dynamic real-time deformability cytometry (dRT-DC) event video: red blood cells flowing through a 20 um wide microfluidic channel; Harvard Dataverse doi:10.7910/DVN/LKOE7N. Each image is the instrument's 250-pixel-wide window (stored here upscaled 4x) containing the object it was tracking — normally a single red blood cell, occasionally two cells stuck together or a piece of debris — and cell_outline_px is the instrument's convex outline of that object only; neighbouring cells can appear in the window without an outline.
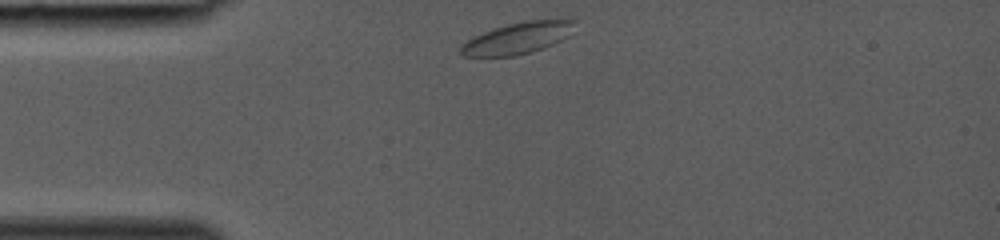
{"species": "common noctule bat (a hibernating species)", "species_latin": "Nyctalus noctula", "temperature_condition": "room temperature", "stored_images_in_passage": 27, "camera_frame_rate_fps": 3000, "um_per_image_px": 0.085, "animal": {"sex": "female", "body_mass_g": 19.0, "forearm_length_mm": 53.3}, "frame": {"image": 1, "passage_image": 1, "time_ms": 0.0, "image_size_px": [1000, 240], "cell_outline_px": [[576, 20], [568, 36], [544, 48], [516, 56], [464, 56], [460, 52], [460, 48], [468, 40], [484, 32], [508, 24], [524, 20], [572, 16]], "centroid_in_image_um": [44.12, 3.19], "position_along_channel_um": 40.9, "area_um2": 21.15}}
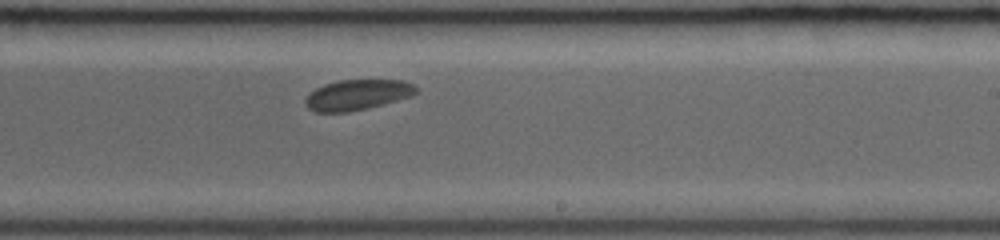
{"frame": {"image": 2, "passage_image": 16, "time_ms": 5.0, "image_size_px": [1000, 240], "cell_outline_px": [[420, 92], [412, 96], [368, 108], [348, 112], [316, 112], [308, 108], [304, 104], [304, 100], [316, 88], [324, 84], [340, 80], [404, 80], [412, 84]], "centroid_in_image_um": [30.39, 8.06], "position_along_channel_um": 258.6, "area_um2": 19.65}}
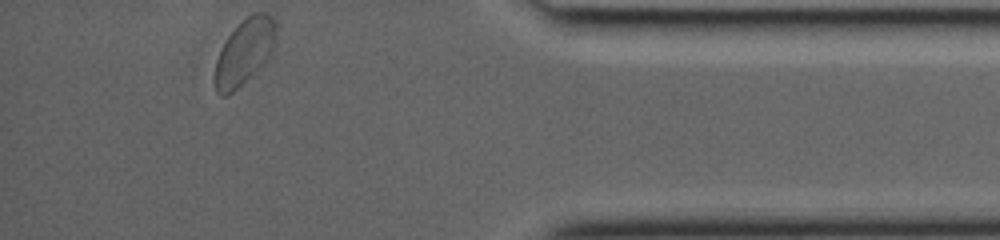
{"frame": {"image": 3, "passage_image": 27, "time_ms": 8.667, "image_size_px": [1000, 240], "cell_outline_px": [[276, 44], [272, 56], [260, 68], [232, 92], [224, 96], [220, 96], [216, 92], [216, 60], [228, 36], [252, 12], [264, 12], [272, 16], [276, 24]], "centroid_in_image_um": [20.85, 4.39], "position_along_channel_um": 414.4, "area_um2": 23.18}}